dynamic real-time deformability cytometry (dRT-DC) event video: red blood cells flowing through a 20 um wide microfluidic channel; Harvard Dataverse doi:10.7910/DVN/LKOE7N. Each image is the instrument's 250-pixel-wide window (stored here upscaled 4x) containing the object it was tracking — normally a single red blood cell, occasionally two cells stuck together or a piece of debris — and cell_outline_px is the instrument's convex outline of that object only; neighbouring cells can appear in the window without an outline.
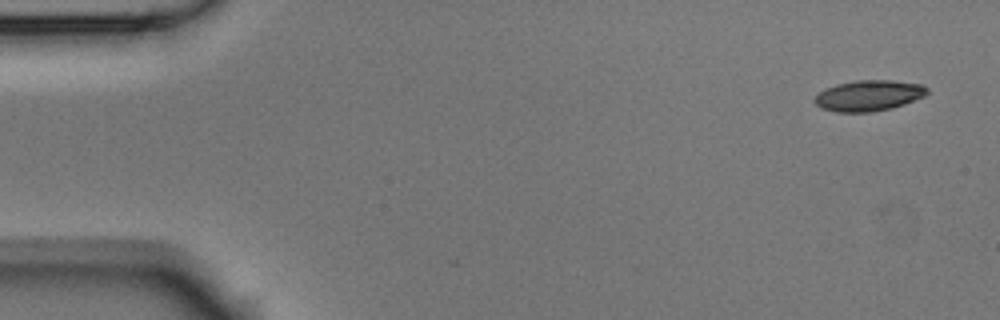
{"species": "Egyptian fruit bat (a non-hibernating species)", "species_latin": "Rousettus aegyptiacus", "temperature_condition": "room temperature", "stored_images_in_passage": 5, "segment_of_instrument_passage": [1, 2], "camera_frame_rate_fps": 3000, "um_per_image_px": 0.085, "animal": {"sex": "male"}, "frame": {"image": 1, "passage_image": 1, "time_ms": 0.0, "image_size_px": [1000, 320], "cell_outline_px": [[928, 92], [924, 96], [904, 104], [892, 108], [868, 112], [836, 112], [820, 108], [812, 100], [820, 92], [836, 84], [856, 80], [892, 80], [920, 84], [928, 88]], "centroid_in_image_um": [73.83, 8.12], "position_along_channel_um": 11.2, "area_um2": 20.11}}
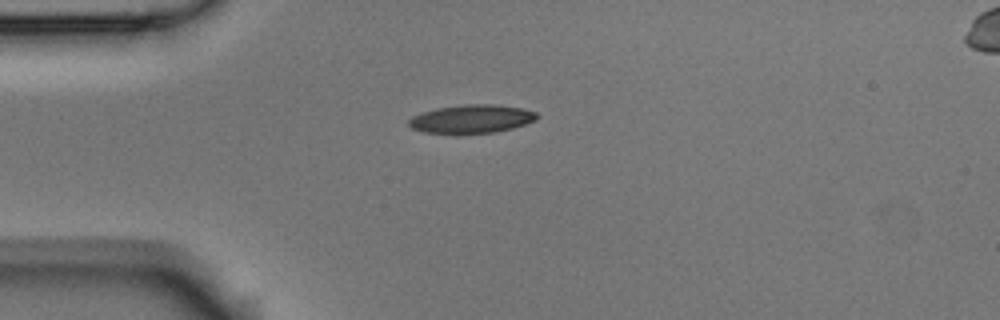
{"frame": {"image": 2, "passage_image": 4, "time_ms": 1.0, "image_size_px": [1000, 320], "cell_outline_px": [[540, 116], [536, 120], [512, 128], [496, 132], [460, 136], [456, 136], [424, 132], [412, 128], [408, 124], [408, 120], [412, 116], [436, 108], [464, 104], [492, 104], [520, 108], [536, 112]], "centroid_in_image_um": [40.05, 10.15], "position_along_channel_um": 45.0, "area_um2": 21.85}}